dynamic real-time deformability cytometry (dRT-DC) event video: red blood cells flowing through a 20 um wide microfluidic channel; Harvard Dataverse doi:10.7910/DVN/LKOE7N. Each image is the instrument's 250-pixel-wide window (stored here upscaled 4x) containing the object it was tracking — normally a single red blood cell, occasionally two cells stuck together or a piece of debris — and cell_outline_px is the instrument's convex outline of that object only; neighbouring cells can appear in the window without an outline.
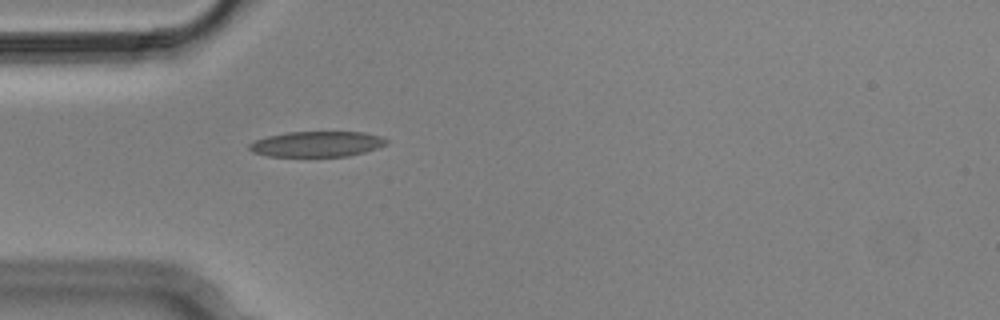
{"species": "Egyptian fruit bat (a non-hibernating species)", "species_latin": "Rousettus aegyptiacus", "temperature_condition": "cold", "stored_images_in_passage": 1, "camera_frame_rate_fps": 3000, "um_per_image_px": 0.085, "animal": {"sex": "male"}, "frame": {"image": 1, "passage_image": 1, "time_ms": 0.0, "image_size_px": [1000, 320], "cell_outline_px": [[388, 144], [364, 152], [348, 156], [268, 156], [252, 152], [248, 148], [248, 144], [256, 140], [268, 136], [288, 132], [364, 132], [380, 136], [388, 140]], "centroid_in_image_um": [26.94, 12.24], "position_along_channel_um": 58.1, "area_um2": 20.29}}